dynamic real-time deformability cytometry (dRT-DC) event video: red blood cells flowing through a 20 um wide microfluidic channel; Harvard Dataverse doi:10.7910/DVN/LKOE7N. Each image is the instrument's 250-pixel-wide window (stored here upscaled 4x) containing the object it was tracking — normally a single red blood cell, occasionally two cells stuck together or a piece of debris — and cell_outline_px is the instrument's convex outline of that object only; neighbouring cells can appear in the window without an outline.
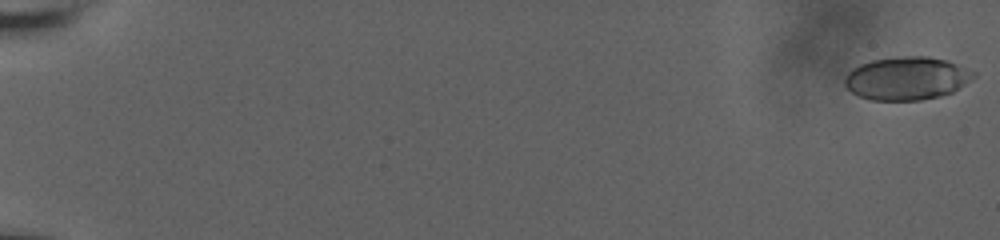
{"species": "human", "species_latin": "Homo sapiens", "temperature_condition": "room temperature", "stored_images_in_passage": 107, "camera_frame_rate_fps": 3000, "um_per_image_px": 0.085, "donor": {"sex": "male"}, "frame": {"image": 1, "passage_image": 1, "time_ms": 0.0, "image_size_px": [1000, 240], "cell_outline_px": [[976, 76], [952, 92], [940, 96], [920, 100], [872, 100], [860, 96], [852, 92], [844, 84], [844, 76], [852, 68], [860, 64], [872, 60], [900, 56], [928, 56], [948, 60], [976, 72]], "centroid_in_image_um": [77.07, 6.65], "position_along_channel_um": 7.9, "area_um2": 32.43}}
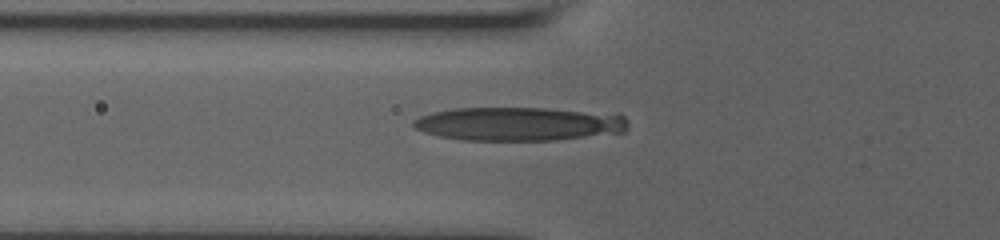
{"frame": {"image": 2, "passage_image": 42, "time_ms": 8.0, "image_size_px": [1000, 240], "cell_outline_px": [[628, 128], [624, 132], [556, 140], [464, 140], [440, 136], [424, 132], [416, 128], [412, 124], [412, 120], [420, 116], [432, 112], [452, 108], [548, 108], [620, 112], [628, 120]], "centroid_in_image_um": [44.21, 10.51], "position_along_channel_um": 81.6, "area_um2": 42.77}}
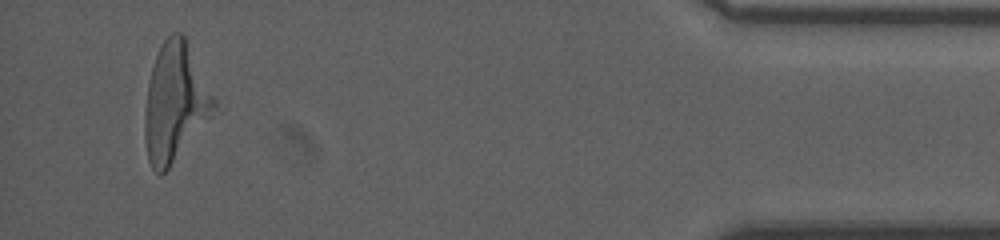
{"frame": {"image": 3, "passage_image": 107, "time_ms": 18.667, "image_size_px": [1000, 240], "cell_outline_px": [[216, 104], [208, 116], [168, 168], [160, 176], [152, 168], [148, 160], [144, 140], [144, 116], [148, 84], [152, 68], [160, 44], [172, 32], [180, 32], [184, 36], [216, 100]], "centroid_in_image_um": [14.81, 8.68], "position_along_channel_um": 420.4, "area_um2": 46.18}, "authors_computed_cell_mechanics": {"area_um2": 32.4836, "velocity_mm_per_s": 3.7519, "shape_relaxation_time_tau1_ms": 2.7695, "shape_relaxation_time_tau2_ms": null, "deformation_change_tau1": 0.4402, "deformation_change_tau2": null}}